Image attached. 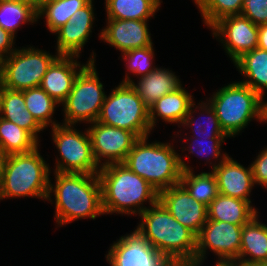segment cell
Segmentation results:
<instances>
[{"label":"cell","instance_id":"16","mask_svg":"<svg viewBox=\"0 0 267 266\" xmlns=\"http://www.w3.org/2000/svg\"><path fill=\"white\" fill-rule=\"evenodd\" d=\"M158 200L196 236L207 222V206L196 201L181 183L160 191Z\"/></svg>","mask_w":267,"mask_h":266},{"label":"cell","instance_id":"23","mask_svg":"<svg viewBox=\"0 0 267 266\" xmlns=\"http://www.w3.org/2000/svg\"><path fill=\"white\" fill-rule=\"evenodd\" d=\"M170 68L159 67V65L148 75L135 79L130 84L137 92L142 101L149 107L162 96L174 92L183 82L176 72Z\"/></svg>","mask_w":267,"mask_h":266},{"label":"cell","instance_id":"46","mask_svg":"<svg viewBox=\"0 0 267 266\" xmlns=\"http://www.w3.org/2000/svg\"><path fill=\"white\" fill-rule=\"evenodd\" d=\"M157 1L162 5V2H163L162 0H157Z\"/></svg>","mask_w":267,"mask_h":266},{"label":"cell","instance_id":"24","mask_svg":"<svg viewBox=\"0 0 267 266\" xmlns=\"http://www.w3.org/2000/svg\"><path fill=\"white\" fill-rule=\"evenodd\" d=\"M175 137L176 139L178 138V140H180V143L182 142V147L179 149H182V153L180 154V164L183 171H193L194 169V167L190 166V164L185 161L186 159L188 160V158H190V155H196L197 158L201 157V160L204 158V165L209 164V167L212 170L228 156V153H224L225 151H222V146L225 140L228 138H196L179 135H174L172 138ZM180 137L182 138L179 139ZM186 151L188 154L186 153L185 156L182 155ZM183 156L185 158H183Z\"/></svg>","mask_w":267,"mask_h":266},{"label":"cell","instance_id":"39","mask_svg":"<svg viewBox=\"0 0 267 266\" xmlns=\"http://www.w3.org/2000/svg\"><path fill=\"white\" fill-rule=\"evenodd\" d=\"M267 51V24L258 26V46Z\"/></svg>","mask_w":267,"mask_h":266},{"label":"cell","instance_id":"28","mask_svg":"<svg viewBox=\"0 0 267 266\" xmlns=\"http://www.w3.org/2000/svg\"><path fill=\"white\" fill-rule=\"evenodd\" d=\"M106 19L150 20L161 4L157 0H105Z\"/></svg>","mask_w":267,"mask_h":266},{"label":"cell","instance_id":"34","mask_svg":"<svg viewBox=\"0 0 267 266\" xmlns=\"http://www.w3.org/2000/svg\"><path fill=\"white\" fill-rule=\"evenodd\" d=\"M154 44L151 46L131 49L121 54V59L126 63L127 72L122 83L131 84L133 82V76L138 78L144 77L152 72L157 65L154 63L155 53ZM131 73V74H130ZM133 74V75H132ZM132 75V77H131Z\"/></svg>","mask_w":267,"mask_h":266},{"label":"cell","instance_id":"15","mask_svg":"<svg viewBox=\"0 0 267 266\" xmlns=\"http://www.w3.org/2000/svg\"><path fill=\"white\" fill-rule=\"evenodd\" d=\"M94 2L91 0L85 7L77 10L65 25L53 33L56 35V53L65 56H81L95 27Z\"/></svg>","mask_w":267,"mask_h":266},{"label":"cell","instance_id":"37","mask_svg":"<svg viewBox=\"0 0 267 266\" xmlns=\"http://www.w3.org/2000/svg\"><path fill=\"white\" fill-rule=\"evenodd\" d=\"M255 158L250 163L255 185L267 190V146L260 150Z\"/></svg>","mask_w":267,"mask_h":266},{"label":"cell","instance_id":"41","mask_svg":"<svg viewBox=\"0 0 267 266\" xmlns=\"http://www.w3.org/2000/svg\"><path fill=\"white\" fill-rule=\"evenodd\" d=\"M5 1H10V2H17V3H23V4H28V5H37L34 0H5Z\"/></svg>","mask_w":267,"mask_h":266},{"label":"cell","instance_id":"9","mask_svg":"<svg viewBox=\"0 0 267 266\" xmlns=\"http://www.w3.org/2000/svg\"><path fill=\"white\" fill-rule=\"evenodd\" d=\"M76 128L62 123L50 128L59 154L51 172L98 174L100 167L93 157L89 132L86 127L81 131Z\"/></svg>","mask_w":267,"mask_h":266},{"label":"cell","instance_id":"8","mask_svg":"<svg viewBox=\"0 0 267 266\" xmlns=\"http://www.w3.org/2000/svg\"><path fill=\"white\" fill-rule=\"evenodd\" d=\"M96 62H89L76 77L72 90L62 106L65 125L94 123L101 112L106 97L104 84L100 81Z\"/></svg>","mask_w":267,"mask_h":266},{"label":"cell","instance_id":"30","mask_svg":"<svg viewBox=\"0 0 267 266\" xmlns=\"http://www.w3.org/2000/svg\"><path fill=\"white\" fill-rule=\"evenodd\" d=\"M23 95L26 108L44 130L61 124L53 117L60 104L40 86L23 90Z\"/></svg>","mask_w":267,"mask_h":266},{"label":"cell","instance_id":"4","mask_svg":"<svg viewBox=\"0 0 267 266\" xmlns=\"http://www.w3.org/2000/svg\"><path fill=\"white\" fill-rule=\"evenodd\" d=\"M139 138L123 164L145 179L158 192L180 183L183 169L180 153L171 142Z\"/></svg>","mask_w":267,"mask_h":266},{"label":"cell","instance_id":"12","mask_svg":"<svg viewBox=\"0 0 267 266\" xmlns=\"http://www.w3.org/2000/svg\"><path fill=\"white\" fill-rule=\"evenodd\" d=\"M110 245L105 255L110 266H176L135 228Z\"/></svg>","mask_w":267,"mask_h":266},{"label":"cell","instance_id":"40","mask_svg":"<svg viewBox=\"0 0 267 266\" xmlns=\"http://www.w3.org/2000/svg\"><path fill=\"white\" fill-rule=\"evenodd\" d=\"M6 158V154L0 148V194L3 188V166Z\"/></svg>","mask_w":267,"mask_h":266},{"label":"cell","instance_id":"42","mask_svg":"<svg viewBox=\"0 0 267 266\" xmlns=\"http://www.w3.org/2000/svg\"><path fill=\"white\" fill-rule=\"evenodd\" d=\"M0 85H2V60L0 59Z\"/></svg>","mask_w":267,"mask_h":266},{"label":"cell","instance_id":"20","mask_svg":"<svg viewBox=\"0 0 267 266\" xmlns=\"http://www.w3.org/2000/svg\"><path fill=\"white\" fill-rule=\"evenodd\" d=\"M194 101L193 95L183 85L174 92L162 96L148 107L151 129L156 130L160 120L166 124H177L180 127Z\"/></svg>","mask_w":267,"mask_h":266},{"label":"cell","instance_id":"21","mask_svg":"<svg viewBox=\"0 0 267 266\" xmlns=\"http://www.w3.org/2000/svg\"><path fill=\"white\" fill-rule=\"evenodd\" d=\"M259 216L242 226L239 257L231 266H261L267 261V223Z\"/></svg>","mask_w":267,"mask_h":266},{"label":"cell","instance_id":"32","mask_svg":"<svg viewBox=\"0 0 267 266\" xmlns=\"http://www.w3.org/2000/svg\"><path fill=\"white\" fill-rule=\"evenodd\" d=\"M39 145L28 131L0 117V148L6 155L30 152Z\"/></svg>","mask_w":267,"mask_h":266},{"label":"cell","instance_id":"45","mask_svg":"<svg viewBox=\"0 0 267 266\" xmlns=\"http://www.w3.org/2000/svg\"><path fill=\"white\" fill-rule=\"evenodd\" d=\"M261 266H267V261H265Z\"/></svg>","mask_w":267,"mask_h":266},{"label":"cell","instance_id":"19","mask_svg":"<svg viewBox=\"0 0 267 266\" xmlns=\"http://www.w3.org/2000/svg\"><path fill=\"white\" fill-rule=\"evenodd\" d=\"M217 181L218 193L250 202L255 186L251 165L248 167L227 156L217 167L211 170Z\"/></svg>","mask_w":267,"mask_h":266},{"label":"cell","instance_id":"38","mask_svg":"<svg viewBox=\"0 0 267 266\" xmlns=\"http://www.w3.org/2000/svg\"><path fill=\"white\" fill-rule=\"evenodd\" d=\"M16 37L0 27V59L4 60L17 49ZM16 46V47H15Z\"/></svg>","mask_w":267,"mask_h":266},{"label":"cell","instance_id":"25","mask_svg":"<svg viewBox=\"0 0 267 266\" xmlns=\"http://www.w3.org/2000/svg\"><path fill=\"white\" fill-rule=\"evenodd\" d=\"M258 210L248 201L218 193L207 206V219L243 226L260 213Z\"/></svg>","mask_w":267,"mask_h":266},{"label":"cell","instance_id":"7","mask_svg":"<svg viewBox=\"0 0 267 266\" xmlns=\"http://www.w3.org/2000/svg\"><path fill=\"white\" fill-rule=\"evenodd\" d=\"M96 121L133 132L138 138L150 136L153 132L148 106L130 84L122 82L106 94Z\"/></svg>","mask_w":267,"mask_h":266},{"label":"cell","instance_id":"1","mask_svg":"<svg viewBox=\"0 0 267 266\" xmlns=\"http://www.w3.org/2000/svg\"><path fill=\"white\" fill-rule=\"evenodd\" d=\"M49 177L47 200L54 204L55 224L63 227L79 219L104 216L98 174L53 172ZM52 181V182H51ZM52 197V198H51Z\"/></svg>","mask_w":267,"mask_h":266},{"label":"cell","instance_id":"27","mask_svg":"<svg viewBox=\"0 0 267 266\" xmlns=\"http://www.w3.org/2000/svg\"><path fill=\"white\" fill-rule=\"evenodd\" d=\"M233 64L241 76L243 75V80H239V82L249 86L265 100L267 94V51L257 47L241 55Z\"/></svg>","mask_w":267,"mask_h":266},{"label":"cell","instance_id":"26","mask_svg":"<svg viewBox=\"0 0 267 266\" xmlns=\"http://www.w3.org/2000/svg\"><path fill=\"white\" fill-rule=\"evenodd\" d=\"M0 117L28 131L39 143L43 128L37 123L25 105L23 91L2 87L0 94Z\"/></svg>","mask_w":267,"mask_h":266},{"label":"cell","instance_id":"14","mask_svg":"<svg viewBox=\"0 0 267 266\" xmlns=\"http://www.w3.org/2000/svg\"><path fill=\"white\" fill-rule=\"evenodd\" d=\"M210 31L232 62L258 46V26L241 14L220 19Z\"/></svg>","mask_w":267,"mask_h":266},{"label":"cell","instance_id":"22","mask_svg":"<svg viewBox=\"0 0 267 266\" xmlns=\"http://www.w3.org/2000/svg\"><path fill=\"white\" fill-rule=\"evenodd\" d=\"M195 104L196 101L192 103L189 113L186 115L181 127H179L180 129L184 128V130H179L178 132H175L174 135L196 138H230L222 130L216 113L207 100H201V102ZM196 115L199 116L198 121L195 118ZM186 129H191L192 131L189 130L188 132L189 134L192 133V135H188V132H185ZM183 133L184 135H182Z\"/></svg>","mask_w":267,"mask_h":266},{"label":"cell","instance_id":"13","mask_svg":"<svg viewBox=\"0 0 267 266\" xmlns=\"http://www.w3.org/2000/svg\"><path fill=\"white\" fill-rule=\"evenodd\" d=\"M92 153L99 167L123 163L139 139L133 132L95 121L87 125Z\"/></svg>","mask_w":267,"mask_h":266},{"label":"cell","instance_id":"17","mask_svg":"<svg viewBox=\"0 0 267 266\" xmlns=\"http://www.w3.org/2000/svg\"><path fill=\"white\" fill-rule=\"evenodd\" d=\"M98 37L121 54L125 51L153 45L149 20L105 19Z\"/></svg>","mask_w":267,"mask_h":266},{"label":"cell","instance_id":"44","mask_svg":"<svg viewBox=\"0 0 267 266\" xmlns=\"http://www.w3.org/2000/svg\"><path fill=\"white\" fill-rule=\"evenodd\" d=\"M265 123H267V103H266V109H265Z\"/></svg>","mask_w":267,"mask_h":266},{"label":"cell","instance_id":"5","mask_svg":"<svg viewBox=\"0 0 267 266\" xmlns=\"http://www.w3.org/2000/svg\"><path fill=\"white\" fill-rule=\"evenodd\" d=\"M206 100L214 109L222 130L230 138L239 136L253 120L265 123L267 101L239 81H230Z\"/></svg>","mask_w":267,"mask_h":266},{"label":"cell","instance_id":"31","mask_svg":"<svg viewBox=\"0 0 267 266\" xmlns=\"http://www.w3.org/2000/svg\"><path fill=\"white\" fill-rule=\"evenodd\" d=\"M38 5L0 0V27L17 38L20 26L39 23Z\"/></svg>","mask_w":267,"mask_h":266},{"label":"cell","instance_id":"33","mask_svg":"<svg viewBox=\"0 0 267 266\" xmlns=\"http://www.w3.org/2000/svg\"><path fill=\"white\" fill-rule=\"evenodd\" d=\"M183 171L180 183L198 202L208 206L218 195L217 181L210 172Z\"/></svg>","mask_w":267,"mask_h":266},{"label":"cell","instance_id":"6","mask_svg":"<svg viewBox=\"0 0 267 266\" xmlns=\"http://www.w3.org/2000/svg\"><path fill=\"white\" fill-rule=\"evenodd\" d=\"M40 146L30 152L6 155L0 201L24 197L47 200L51 168L40 154Z\"/></svg>","mask_w":267,"mask_h":266},{"label":"cell","instance_id":"10","mask_svg":"<svg viewBox=\"0 0 267 266\" xmlns=\"http://www.w3.org/2000/svg\"><path fill=\"white\" fill-rule=\"evenodd\" d=\"M59 56L33 45L18 47L2 60V87L15 91L39 87L48 68Z\"/></svg>","mask_w":267,"mask_h":266},{"label":"cell","instance_id":"11","mask_svg":"<svg viewBox=\"0 0 267 266\" xmlns=\"http://www.w3.org/2000/svg\"><path fill=\"white\" fill-rule=\"evenodd\" d=\"M241 236V225L207 219L196 236L195 266L205 264L210 252L216 255L214 266H231L239 257Z\"/></svg>","mask_w":267,"mask_h":266},{"label":"cell","instance_id":"29","mask_svg":"<svg viewBox=\"0 0 267 266\" xmlns=\"http://www.w3.org/2000/svg\"><path fill=\"white\" fill-rule=\"evenodd\" d=\"M91 0H47L37 9V19H45L47 30L53 34L65 25L72 15Z\"/></svg>","mask_w":267,"mask_h":266},{"label":"cell","instance_id":"36","mask_svg":"<svg viewBox=\"0 0 267 266\" xmlns=\"http://www.w3.org/2000/svg\"><path fill=\"white\" fill-rule=\"evenodd\" d=\"M241 15L257 26L267 24V0H244Z\"/></svg>","mask_w":267,"mask_h":266},{"label":"cell","instance_id":"43","mask_svg":"<svg viewBox=\"0 0 267 266\" xmlns=\"http://www.w3.org/2000/svg\"><path fill=\"white\" fill-rule=\"evenodd\" d=\"M47 1V0H34V2L39 6L42 2Z\"/></svg>","mask_w":267,"mask_h":266},{"label":"cell","instance_id":"2","mask_svg":"<svg viewBox=\"0 0 267 266\" xmlns=\"http://www.w3.org/2000/svg\"><path fill=\"white\" fill-rule=\"evenodd\" d=\"M98 176L104 215L136 217L159 199V192L123 163L100 167Z\"/></svg>","mask_w":267,"mask_h":266},{"label":"cell","instance_id":"18","mask_svg":"<svg viewBox=\"0 0 267 266\" xmlns=\"http://www.w3.org/2000/svg\"><path fill=\"white\" fill-rule=\"evenodd\" d=\"M96 57V52L92 50L88 60L81 64L78 56L60 55L48 68L40 87L61 105L72 90L80 71L89 62H96Z\"/></svg>","mask_w":267,"mask_h":266},{"label":"cell","instance_id":"35","mask_svg":"<svg viewBox=\"0 0 267 266\" xmlns=\"http://www.w3.org/2000/svg\"><path fill=\"white\" fill-rule=\"evenodd\" d=\"M203 25L210 29L217 21L242 12L244 0H193Z\"/></svg>","mask_w":267,"mask_h":266},{"label":"cell","instance_id":"3","mask_svg":"<svg viewBox=\"0 0 267 266\" xmlns=\"http://www.w3.org/2000/svg\"><path fill=\"white\" fill-rule=\"evenodd\" d=\"M135 227L148 243L176 266H195L196 235L158 200L139 216Z\"/></svg>","mask_w":267,"mask_h":266}]
</instances>
